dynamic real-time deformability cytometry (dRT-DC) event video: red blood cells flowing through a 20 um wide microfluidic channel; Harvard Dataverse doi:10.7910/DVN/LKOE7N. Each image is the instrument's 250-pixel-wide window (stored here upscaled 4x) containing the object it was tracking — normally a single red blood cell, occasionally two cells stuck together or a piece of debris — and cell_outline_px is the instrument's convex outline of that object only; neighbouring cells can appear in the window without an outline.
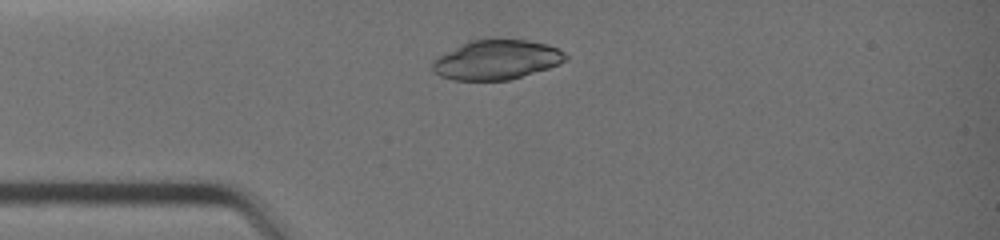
{"species": "common noctule bat (a hibernating species)", "species_latin": "Nyctalus noctula", "temperature_condition": "warm", "stored_images_in_passage": 26, "camera_frame_rate_fps": 3000, "um_per_image_px": 0.085, "animal": {"sex": "female", "body_mass_g": 19.0, "forearm_length_mm": 51.5}, "frame": {"image": 1, "passage_image": 1, "time_ms": 0.0, "image_size_px": [1000, 240], "cell_outline_px": [[568, 56], [560, 64], [548, 68], [508, 80], [452, 80], [440, 76], [432, 72], [432, 60], [444, 52], [468, 40], [528, 40], [548, 44], [564, 52]], "centroid_in_image_um": [42.16, 5.08], "position_along_channel_um": 42.8, "area_um2": 30.63}}
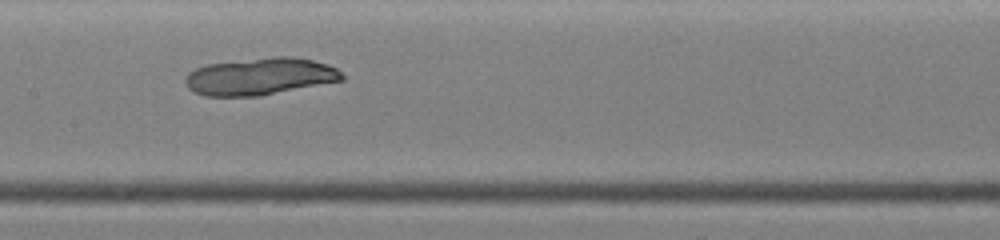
{"frame": {"image": 2, "passage_image": 11, "time_ms": 3.333, "image_size_px": [1000, 240], "cell_outline_px": [[344, 80], [260, 96], [204, 96], [192, 92], [188, 88], [184, 80], [188, 72], [196, 68], [208, 64], [272, 56], [292, 56], [312, 60], [328, 64], [336, 68], [344, 76]], "centroid_in_image_um": [22.09, 6.5], "position_along_channel_um": 185.3, "area_um2": 34.1}}
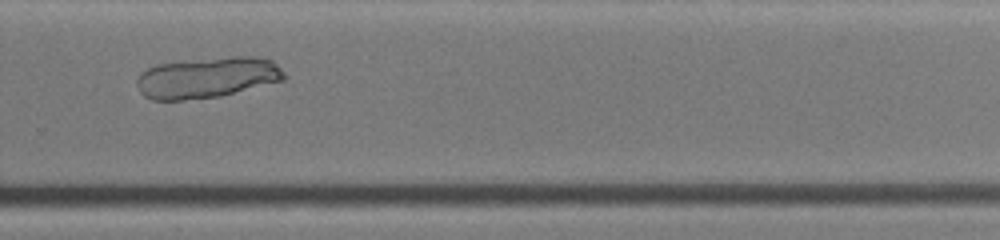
{"frame": {"image": 3, "passage_image": 19, "time_ms": 6.0, "image_size_px": [1000, 240], "cell_outline_px": [[284, 80], [220, 96], [184, 100], [152, 100], [144, 96], [140, 92], [136, 84], [136, 80], [140, 72], [156, 64], [236, 56], [252, 56], [272, 60], [284, 72]], "centroid_in_image_um": [17.58, 6.6], "position_along_channel_um": 312.2, "area_um2": 34.91}}